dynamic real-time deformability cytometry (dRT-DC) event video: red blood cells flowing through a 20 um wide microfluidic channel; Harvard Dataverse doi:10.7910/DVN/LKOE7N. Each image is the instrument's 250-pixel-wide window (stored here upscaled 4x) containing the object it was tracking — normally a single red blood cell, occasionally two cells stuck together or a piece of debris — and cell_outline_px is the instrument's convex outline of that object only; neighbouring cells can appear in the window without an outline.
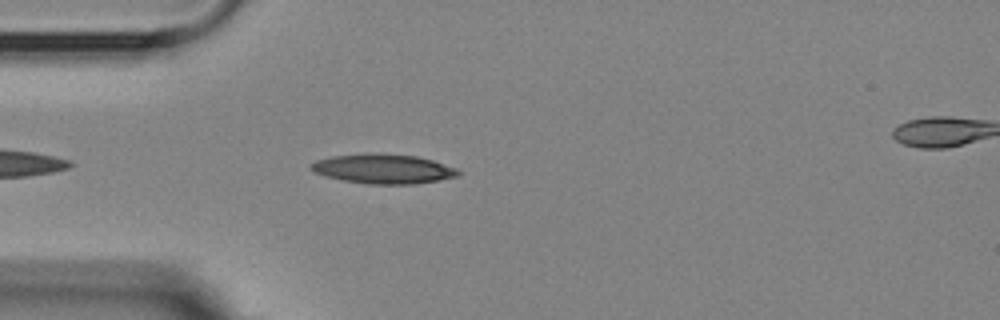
{"species": "Egyptian fruit bat (a non-hibernating species)", "species_latin": "Rousettus aegyptiacus", "temperature_condition": "room temperature", "stored_images_in_passage": 3, "segment_of_instrument_passage": [1, 2], "camera_frame_rate_fps": 3000, "um_per_image_px": 0.085, "animal": {"sex": "female"}, "frame": {"image": 1, "passage_image": 2, "time_ms": 1.667, "image_size_px": [1000, 320], "cell_outline_px": [[460, 176], [440, 180], [416, 184], [368, 184], [344, 180], [324, 176], [308, 168], [308, 164], [316, 160], [332, 156], [376, 152], [416, 156], [432, 160], [456, 168], [460, 172]], "centroid_in_image_um": [32.57, 14.35], "position_along_channel_um": 52.4, "area_um2": 25.55}}